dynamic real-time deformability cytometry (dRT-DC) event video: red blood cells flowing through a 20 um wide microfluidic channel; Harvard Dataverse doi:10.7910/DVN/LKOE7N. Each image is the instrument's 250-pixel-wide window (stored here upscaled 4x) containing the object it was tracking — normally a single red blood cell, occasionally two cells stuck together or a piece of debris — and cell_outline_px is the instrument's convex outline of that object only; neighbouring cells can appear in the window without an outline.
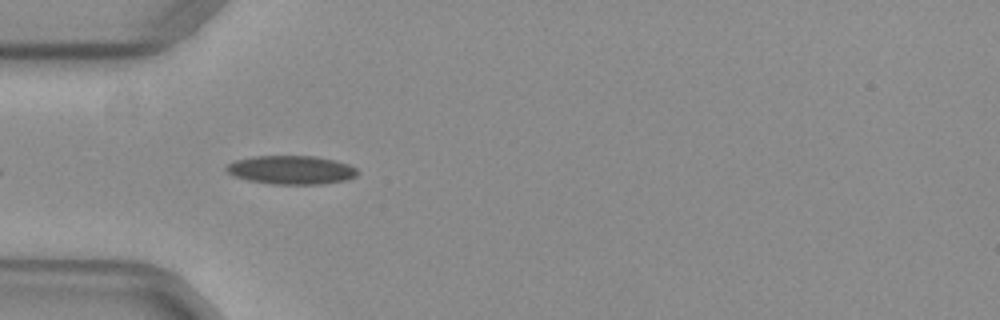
{"species": "common noctule bat (a hibernating species)", "species_latin": "Nyctalus noctula", "temperature_condition": "warm", "stored_images_in_passage": 10, "camera_frame_rate_fps": 3000, "um_per_image_px": 0.085, "animal": {"sex": "female", "body_mass_g": 29.2, "forearm_length_mm": 56.3}, "frame": {"image": 1, "passage_image": 1, "time_ms": 0.0, "image_size_px": [1000, 320], "cell_outline_px": [[360, 172], [356, 176], [348, 180], [320, 184], [272, 184], [248, 180], [232, 176], [224, 168], [228, 164], [236, 160], [252, 156], [316, 156], [336, 160], [348, 164], [356, 168]], "centroid_in_image_um": [24.77, 14.44], "position_along_channel_um": 60.2, "area_um2": 22.08}}
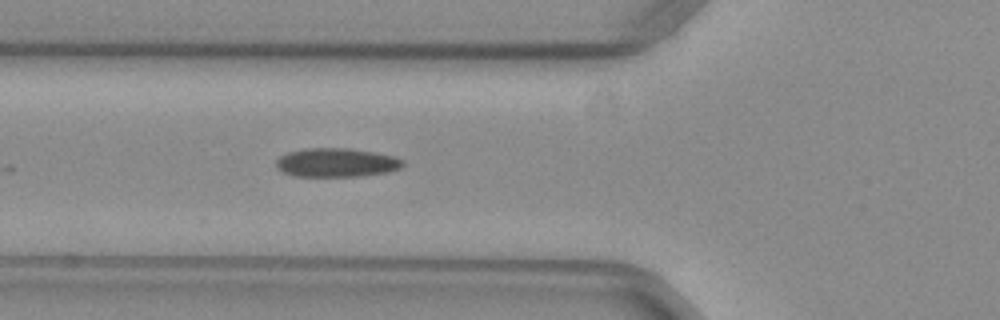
{"frame": {"image": 2, "passage_image": 4, "time_ms": 1.0, "image_size_px": [1000, 320], "cell_outline_px": [[404, 164], [400, 168], [388, 172], [360, 176], [292, 176], [276, 168], [276, 160], [280, 156], [288, 152], [304, 148], [348, 148], [372, 152], [392, 156], [404, 160]], "centroid_in_image_um": [28.57, 13.82], "position_along_channel_um": 97.2, "area_um2": 21.27}}